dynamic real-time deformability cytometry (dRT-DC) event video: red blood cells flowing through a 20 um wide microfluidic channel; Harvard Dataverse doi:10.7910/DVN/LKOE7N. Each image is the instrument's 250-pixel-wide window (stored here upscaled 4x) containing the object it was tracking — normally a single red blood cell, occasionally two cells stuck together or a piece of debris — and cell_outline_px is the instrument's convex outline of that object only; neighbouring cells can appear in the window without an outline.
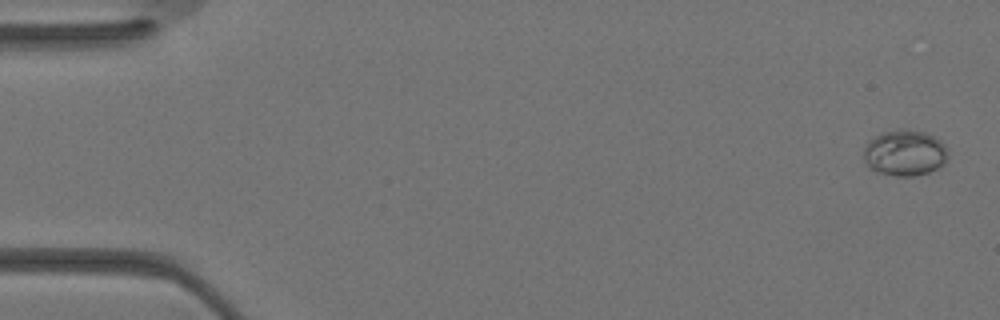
{"species": "Egyptian fruit bat (a non-hibernating species)", "species_latin": "Rousettus aegyptiacus", "temperature_condition": "warm", "stored_images_in_passage": 35, "camera_frame_rate_fps": 3000, "um_per_image_px": 0.085, "animal": {"sex": "female"}, "frame": {"image": 1, "passage_image": 2, "time_ms": 0.333, "image_size_px": [1000, 320], "cell_outline_px": [[948, 160], [944, 164], [928, 172], [916, 176], [896, 176], [880, 172], [868, 168], [864, 160], [864, 148], [868, 140], [884, 132], [900, 128], [904, 128], [924, 132], [940, 140], [944, 144], [948, 152]], "centroid_in_image_um": [76.91, 12.99], "position_along_channel_um": 8.1, "area_um2": 22.72}}
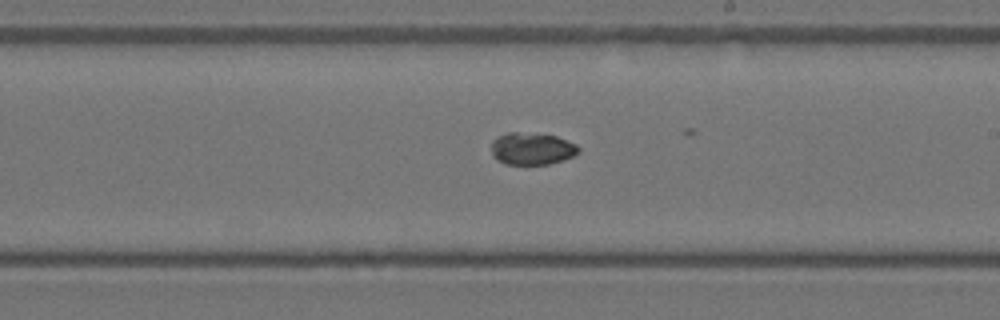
{"frame": {"image": 2, "passage_image": 21, "time_ms": 6.667, "image_size_px": [1000, 320], "cell_outline_px": [[580, 152], [564, 160], [548, 164], [504, 164], [496, 160], [492, 156], [492, 140], [496, 136], [508, 132], [516, 132], [556, 136], [576, 144], [580, 148]], "centroid_in_image_um": [45.19, 12.64], "position_along_channel_um": 243.8, "area_um2": 16.42}}
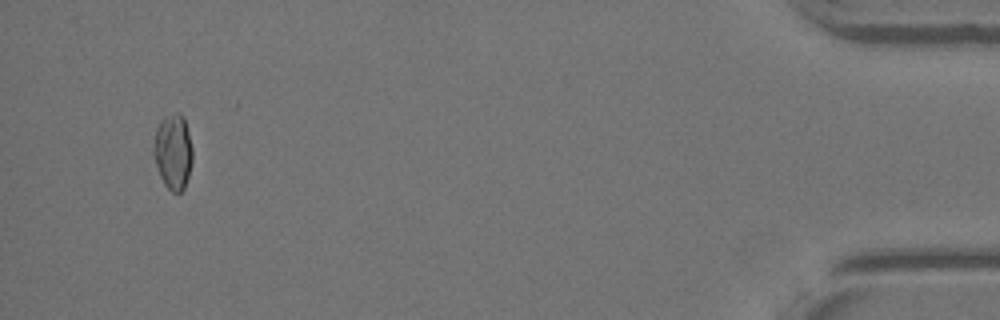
{"frame": {"image": 3, "passage_image": 34, "time_ms": 11.0, "image_size_px": [1000, 320], "cell_outline_px": [[192, 160], [188, 176], [184, 188], [180, 192], [172, 192], [164, 184], [160, 176], [156, 164], [156, 128], [160, 120], [176, 112], [180, 112], [184, 116], [192, 148]], "centroid_in_image_um": [14.75, 12.89], "position_along_channel_um": 420.4, "area_um2": 16.53}}